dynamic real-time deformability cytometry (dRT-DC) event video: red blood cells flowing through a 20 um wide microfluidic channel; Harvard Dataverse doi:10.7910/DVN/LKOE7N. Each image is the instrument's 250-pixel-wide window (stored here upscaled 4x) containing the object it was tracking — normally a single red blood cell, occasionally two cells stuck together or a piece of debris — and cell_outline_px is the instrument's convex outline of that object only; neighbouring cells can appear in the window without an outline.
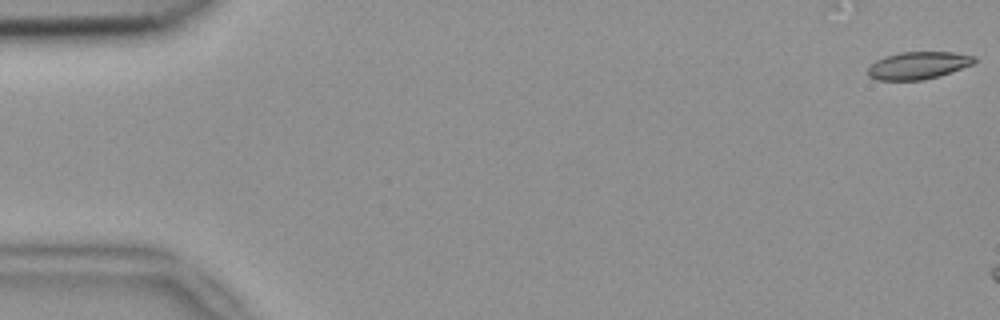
{"species": "common noctule bat (a hibernating species)", "species_latin": "Nyctalus noctula", "temperature_condition": "room temperature", "stored_images_in_passage": 7, "camera_frame_rate_fps": 3000, "um_per_image_px": 0.085, "animal": {"sex": "female", "body_mass_g": 18.4}, "frame": {"image": 1, "passage_image": 1, "time_ms": 0.0, "image_size_px": [1000, 320], "cell_outline_px": [[976, 60], [972, 64], [940, 76], [924, 80], [876, 80], [868, 76], [868, 68], [876, 60], [884, 56], [900, 52], [956, 52], [976, 56]], "centroid_in_image_um": [78.04, 5.56], "position_along_channel_um": 7.0, "area_um2": 17.11}}